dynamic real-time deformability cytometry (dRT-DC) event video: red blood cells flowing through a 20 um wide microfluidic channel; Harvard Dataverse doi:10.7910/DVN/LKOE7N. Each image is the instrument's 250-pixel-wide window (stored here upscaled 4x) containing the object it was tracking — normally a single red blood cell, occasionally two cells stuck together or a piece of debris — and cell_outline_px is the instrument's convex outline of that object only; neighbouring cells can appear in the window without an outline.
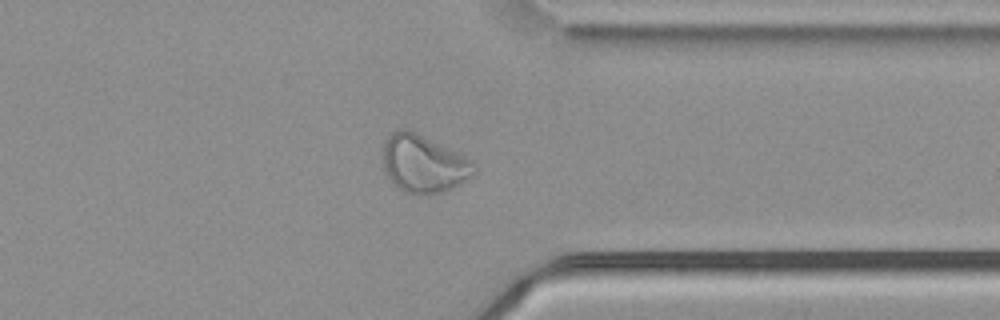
{"species": "common noctule bat (a hibernating species)", "species_latin": "Nyctalus noctula", "temperature_condition": "cold", "stored_images_in_passage": 56, "camera_frame_rate_fps": 3000, "um_per_image_px": 0.085, "animal": {"sex": "male", "body_mass_g": 21.5, "forearm_length_mm": 52.0}, "frame": {"image": 1, "passage_image": 44, "time_ms": 14.333, "image_size_px": [1000, 320], "cell_outline_px": [[476, 172], [468, 180], [444, 192], [420, 196], [416, 196], [404, 192], [396, 188], [384, 172], [380, 156], [384, 140], [396, 128], [408, 128], [472, 160], [476, 164]], "centroid_in_image_um": [35.94, 13.94], "position_along_channel_um": 375.5, "area_um2": 31.62}}
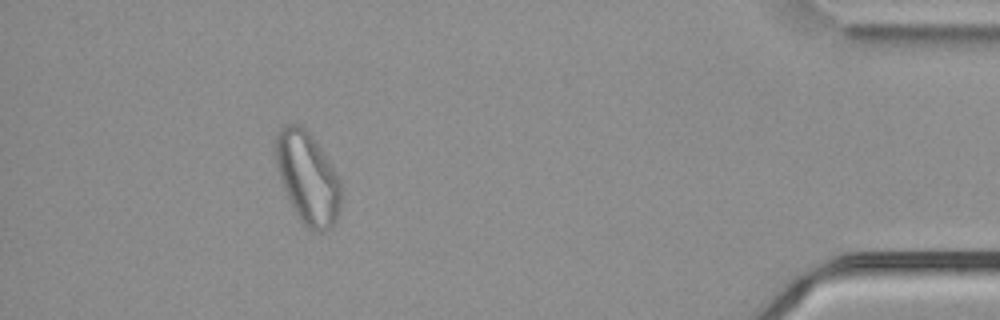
{"frame": {"image": 2, "passage_image": 51, "time_ms": 16.667, "image_size_px": [1000, 320], "cell_outline_px": [[340, 208], [336, 220], [332, 228], [320, 232], [316, 232], [308, 228], [300, 220], [288, 200], [280, 180], [276, 160], [276, 132], [284, 124], [300, 124], [312, 136], [324, 152], [340, 180]], "centroid_in_image_um": [26.14, 15.12], "position_along_channel_um": 409.1, "area_um2": 34.97}}